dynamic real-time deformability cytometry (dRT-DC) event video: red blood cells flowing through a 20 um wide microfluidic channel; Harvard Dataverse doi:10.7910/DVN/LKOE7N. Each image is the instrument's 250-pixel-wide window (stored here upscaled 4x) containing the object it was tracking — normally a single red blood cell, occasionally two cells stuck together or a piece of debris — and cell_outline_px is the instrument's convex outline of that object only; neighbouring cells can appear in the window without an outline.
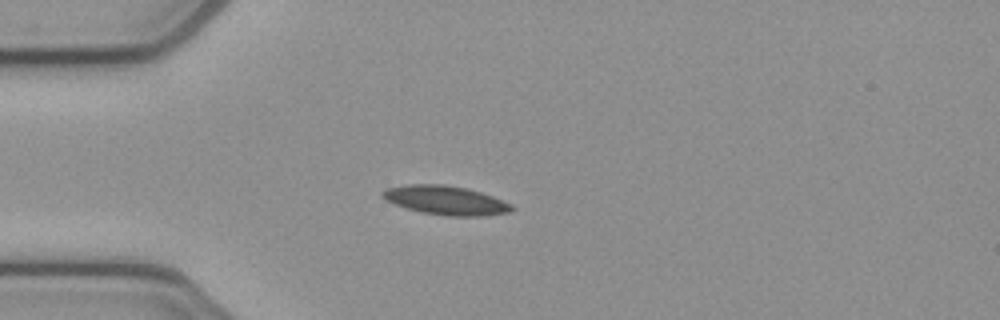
{"species": "common noctule bat (a hibernating species)", "species_latin": "Nyctalus noctula", "temperature_condition": "cold", "stored_images_in_passage": 40, "camera_frame_rate_fps": 3000, "um_per_image_px": 0.085, "animal": {"sex": "female", "body_mass_g": 21.9}, "frame": {"image": 1, "passage_image": 1, "time_ms": 0.0, "image_size_px": [1000, 320], "cell_outline_px": [[516, 208], [512, 212], [484, 216], [448, 216], [420, 212], [384, 200], [380, 196], [380, 192], [384, 188], [408, 184], [444, 184], [468, 188], [492, 196], [512, 204]], "centroid_in_image_um": [37.88, 17.02], "position_along_channel_um": 47.1, "area_um2": 22.14}}
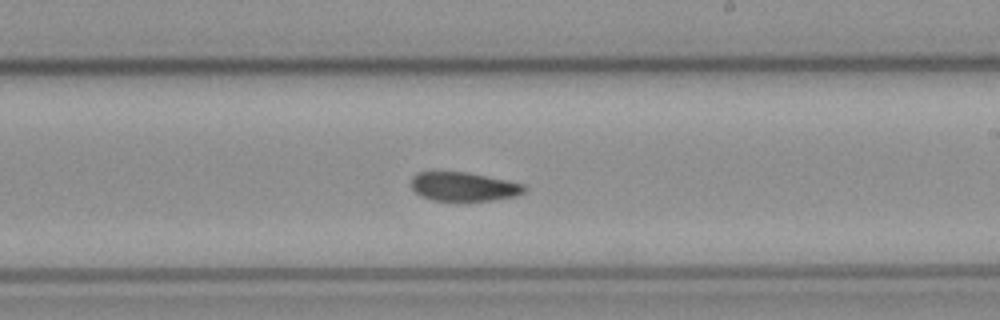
{"frame": {"image": 2, "passage_image": 18, "time_ms": 5.667, "image_size_px": [1000, 320], "cell_outline_px": [[528, 188], [524, 192], [516, 196], [492, 200], [456, 204], [432, 200], [420, 196], [412, 188], [412, 176], [416, 172], [468, 172], [508, 180], [524, 184]], "centroid_in_image_um": [39.42, 15.91], "position_along_channel_um": 249.6, "area_um2": 19.94}}
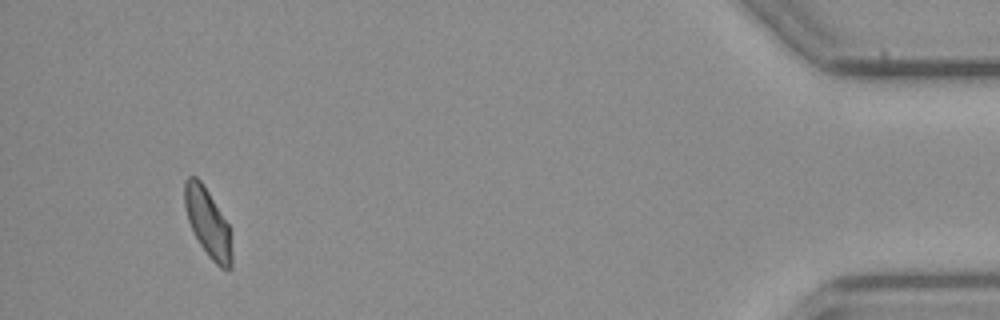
{"frame": {"image": 3, "passage_image": 37, "time_ms": 12.0, "image_size_px": [1000, 320], "cell_outline_px": [[232, 268], [228, 272], [220, 268], [208, 256], [200, 244], [188, 220], [184, 208], [184, 180], [188, 176], [196, 176], [200, 180], [208, 192], [228, 224], [232, 252]], "centroid_in_image_um": [17.66, 18.96], "position_along_channel_um": 417.5, "area_um2": 18.73}, "authors_computed_cell_mechanics": {"area_um2": 20.0277, "velocity_mm_per_s": 3.8386, "shape_relaxation_time_tau1_ms": 11.3041, "shape_relaxation_time_tau2_ms": null, "deformation_change_tau1": 0.1813, "deformation_change_tau2": null}}